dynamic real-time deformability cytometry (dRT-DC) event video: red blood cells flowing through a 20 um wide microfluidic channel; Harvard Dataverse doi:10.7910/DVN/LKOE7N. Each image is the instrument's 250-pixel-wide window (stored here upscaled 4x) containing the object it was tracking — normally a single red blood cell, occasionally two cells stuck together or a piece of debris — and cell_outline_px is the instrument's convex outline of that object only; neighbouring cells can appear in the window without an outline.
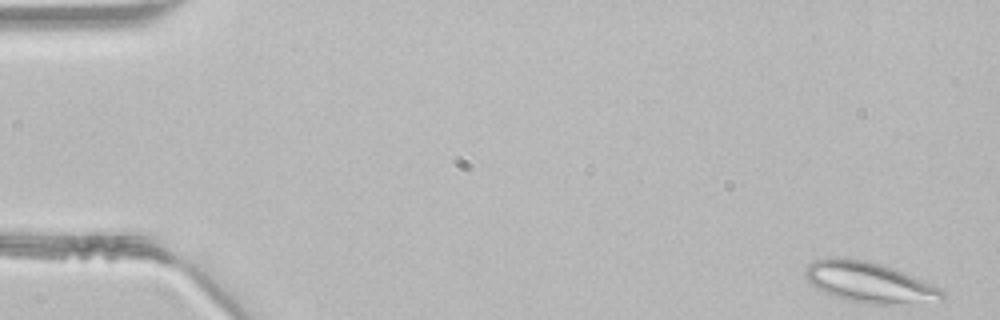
{"species": "common noctule bat (a hibernating species)", "species_latin": "Nyctalus noctula", "temperature_condition": "room temperature", "stored_images_in_passage": 47, "camera_frame_rate_fps": 3000, "um_per_image_px": 0.085, "animal": {"sex": "male", "body_mass_g": 21.5, "forearm_length_mm": 52.0}, "frame": {"image": 1, "passage_image": 1, "time_ms": 0.0, "image_size_px": [1000, 320], "cell_outline_px": [[944, 300], [896, 304], [868, 304], [836, 296], [812, 284], [804, 276], [804, 268], [812, 260], [868, 260], [884, 264], [904, 272], [932, 284], [940, 288], [944, 292]], "centroid_in_image_um": [73.96, 24.01], "position_along_channel_um": 11.0, "area_um2": 31.44}}
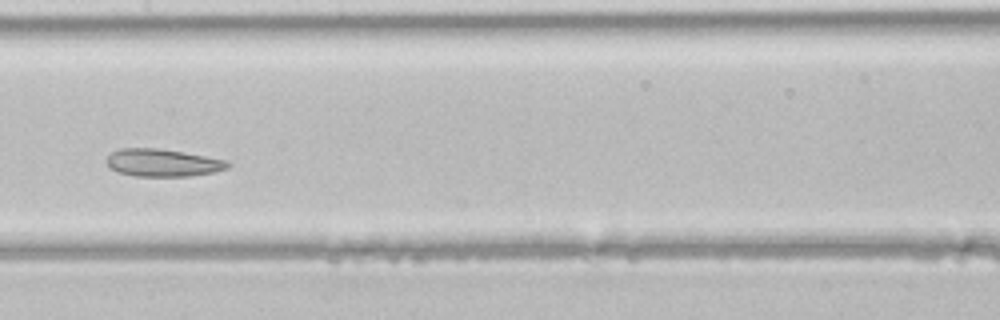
{"frame": {"image": 2, "passage_image": 23, "time_ms": 7.333, "image_size_px": [1000, 320], "cell_outline_px": [[232, 164], [228, 168], [212, 172], [188, 176], [132, 176], [120, 172], [112, 168], [104, 160], [112, 152], [120, 148], [160, 148], [184, 152], [228, 160]], "centroid_in_image_um": [13.85, 13.82], "position_along_channel_um": 193.6, "area_um2": 19.48}}
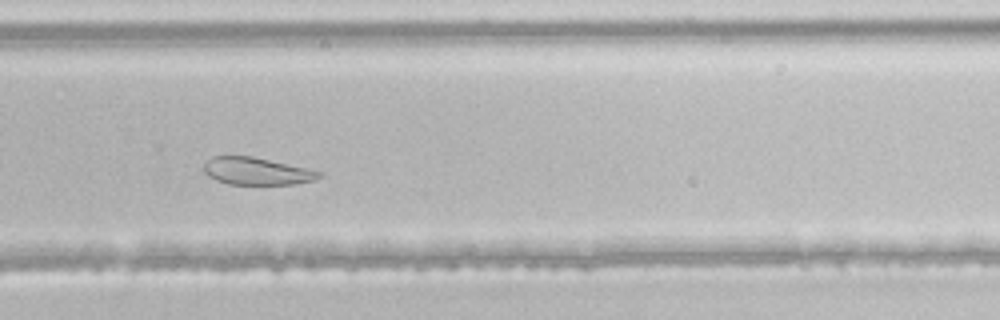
{"frame": {"image": 3, "passage_image": 31, "time_ms": 10.0, "image_size_px": [1000, 320], "cell_outline_px": [[320, 176], [316, 180], [296, 184], [228, 184], [216, 180], [208, 176], [204, 172], [204, 164], [212, 156], [252, 156], [308, 168], [320, 172]], "centroid_in_image_um": [21.81, 14.55], "position_along_channel_um": 308.0, "area_um2": 18.32}}